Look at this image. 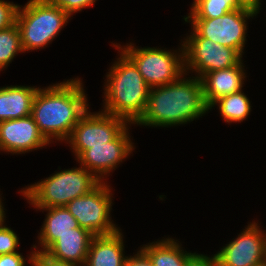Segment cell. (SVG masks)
I'll use <instances>...</instances> for the list:
<instances>
[{
	"mask_svg": "<svg viewBox=\"0 0 266 266\" xmlns=\"http://www.w3.org/2000/svg\"><path fill=\"white\" fill-rule=\"evenodd\" d=\"M80 79L38 88L32 104V117L43 136L67 140L72 129L88 111V103Z\"/></svg>",
	"mask_w": 266,
	"mask_h": 266,
	"instance_id": "6da1fadb",
	"label": "cell"
},
{
	"mask_svg": "<svg viewBox=\"0 0 266 266\" xmlns=\"http://www.w3.org/2000/svg\"><path fill=\"white\" fill-rule=\"evenodd\" d=\"M193 78L180 77L175 82L150 88L145 113L136 124L154 127L186 124L209 111L202 82L197 76Z\"/></svg>",
	"mask_w": 266,
	"mask_h": 266,
	"instance_id": "7a4b0ae2",
	"label": "cell"
},
{
	"mask_svg": "<svg viewBox=\"0 0 266 266\" xmlns=\"http://www.w3.org/2000/svg\"><path fill=\"white\" fill-rule=\"evenodd\" d=\"M120 55L107 74L103 112L136 124L145 113L150 87L134 62L123 51Z\"/></svg>",
	"mask_w": 266,
	"mask_h": 266,
	"instance_id": "3957f363",
	"label": "cell"
},
{
	"mask_svg": "<svg viewBox=\"0 0 266 266\" xmlns=\"http://www.w3.org/2000/svg\"><path fill=\"white\" fill-rule=\"evenodd\" d=\"M101 182L81 166L57 172L21 193L35 208L65 207L71 200L90 193Z\"/></svg>",
	"mask_w": 266,
	"mask_h": 266,
	"instance_id": "277c9868",
	"label": "cell"
},
{
	"mask_svg": "<svg viewBox=\"0 0 266 266\" xmlns=\"http://www.w3.org/2000/svg\"><path fill=\"white\" fill-rule=\"evenodd\" d=\"M70 17L67 12L45 0H30L22 9L18 5L15 23L23 50L44 48L57 37Z\"/></svg>",
	"mask_w": 266,
	"mask_h": 266,
	"instance_id": "5b68a950",
	"label": "cell"
},
{
	"mask_svg": "<svg viewBox=\"0 0 266 266\" xmlns=\"http://www.w3.org/2000/svg\"><path fill=\"white\" fill-rule=\"evenodd\" d=\"M114 47L122 50L134 62L150 88L175 82L183 74L186 75L183 46L179 50L182 51L180 54L160 48H135L132 43L124 48L120 44Z\"/></svg>",
	"mask_w": 266,
	"mask_h": 266,
	"instance_id": "8992f818",
	"label": "cell"
},
{
	"mask_svg": "<svg viewBox=\"0 0 266 266\" xmlns=\"http://www.w3.org/2000/svg\"><path fill=\"white\" fill-rule=\"evenodd\" d=\"M257 13L259 10L245 5L217 18L184 20L191 22L193 26V33L188 37L208 38L222 46L235 49L242 56L247 33L246 20Z\"/></svg>",
	"mask_w": 266,
	"mask_h": 266,
	"instance_id": "52a82bcc",
	"label": "cell"
},
{
	"mask_svg": "<svg viewBox=\"0 0 266 266\" xmlns=\"http://www.w3.org/2000/svg\"><path fill=\"white\" fill-rule=\"evenodd\" d=\"M109 187L103 181L90 193L71 200L65 206L79 226L94 236L110 235L120 230L110 219L112 193Z\"/></svg>",
	"mask_w": 266,
	"mask_h": 266,
	"instance_id": "ba28073f",
	"label": "cell"
},
{
	"mask_svg": "<svg viewBox=\"0 0 266 266\" xmlns=\"http://www.w3.org/2000/svg\"><path fill=\"white\" fill-rule=\"evenodd\" d=\"M184 69L198 73L197 77L215 70L227 69L242 61V56L233 48L203 37H187L183 41Z\"/></svg>",
	"mask_w": 266,
	"mask_h": 266,
	"instance_id": "9c48e42d",
	"label": "cell"
},
{
	"mask_svg": "<svg viewBox=\"0 0 266 266\" xmlns=\"http://www.w3.org/2000/svg\"><path fill=\"white\" fill-rule=\"evenodd\" d=\"M127 121L105 112H86L72 129L67 139L78 157L92 146L106 145L114 140L126 127Z\"/></svg>",
	"mask_w": 266,
	"mask_h": 266,
	"instance_id": "30bf717a",
	"label": "cell"
},
{
	"mask_svg": "<svg viewBox=\"0 0 266 266\" xmlns=\"http://www.w3.org/2000/svg\"><path fill=\"white\" fill-rule=\"evenodd\" d=\"M215 256L218 266H258L266 262V234L253 222Z\"/></svg>",
	"mask_w": 266,
	"mask_h": 266,
	"instance_id": "8fae6325",
	"label": "cell"
},
{
	"mask_svg": "<svg viewBox=\"0 0 266 266\" xmlns=\"http://www.w3.org/2000/svg\"><path fill=\"white\" fill-rule=\"evenodd\" d=\"M127 128L106 145L92 146L84 150L76 158L80 161V165L90 170L100 181H103V176L110 174V171L116 168V165L122 162L134 149Z\"/></svg>",
	"mask_w": 266,
	"mask_h": 266,
	"instance_id": "7c38bea8",
	"label": "cell"
},
{
	"mask_svg": "<svg viewBox=\"0 0 266 266\" xmlns=\"http://www.w3.org/2000/svg\"><path fill=\"white\" fill-rule=\"evenodd\" d=\"M49 143L32 115L0 122V150L21 154Z\"/></svg>",
	"mask_w": 266,
	"mask_h": 266,
	"instance_id": "4fadbf2b",
	"label": "cell"
},
{
	"mask_svg": "<svg viewBox=\"0 0 266 266\" xmlns=\"http://www.w3.org/2000/svg\"><path fill=\"white\" fill-rule=\"evenodd\" d=\"M242 64L240 61L231 68L215 70L200 77L204 98L209 107L220 97L242 90L246 77Z\"/></svg>",
	"mask_w": 266,
	"mask_h": 266,
	"instance_id": "5bb4252c",
	"label": "cell"
},
{
	"mask_svg": "<svg viewBox=\"0 0 266 266\" xmlns=\"http://www.w3.org/2000/svg\"><path fill=\"white\" fill-rule=\"evenodd\" d=\"M94 235L78 227L60 237L45 251L54 259L85 265L90 242Z\"/></svg>",
	"mask_w": 266,
	"mask_h": 266,
	"instance_id": "9a60e30c",
	"label": "cell"
},
{
	"mask_svg": "<svg viewBox=\"0 0 266 266\" xmlns=\"http://www.w3.org/2000/svg\"><path fill=\"white\" fill-rule=\"evenodd\" d=\"M123 235L120 230L110 235L94 236L90 242L85 266H125Z\"/></svg>",
	"mask_w": 266,
	"mask_h": 266,
	"instance_id": "2e32d148",
	"label": "cell"
},
{
	"mask_svg": "<svg viewBox=\"0 0 266 266\" xmlns=\"http://www.w3.org/2000/svg\"><path fill=\"white\" fill-rule=\"evenodd\" d=\"M38 88L7 86L0 88V122L32 114V104Z\"/></svg>",
	"mask_w": 266,
	"mask_h": 266,
	"instance_id": "e0dca14e",
	"label": "cell"
},
{
	"mask_svg": "<svg viewBox=\"0 0 266 266\" xmlns=\"http://www.w3.org/2000/svg\"><path fill=\"white\" fill-rule=\"evenodd\" d=\"M46 210L48 213L40 231L39 243L44 252L60 237L71 232V229L80 227L76 218L66 207L37 208Z\"/></svg>",
	"mask_w": 266,
	"mask_h": 266,
	"instance_id": "ac0fdd59",
	"label": "cell"
},
{
	"mask_svg": "<svg viewBox=\"0 0 266 266\" xmlns=\"http://www.w3.org/2000/svg\"><path fill=\"white\" fill-rule=\"evenodd\" d=\"M180 246L174 239L167 238L145 245L141 250L153 266H184L193 253H185Z\"/></svg>",
	"mask_w": 266,
	"mask_h": 266,
	"instance_id": "d6986e66",
	"label": "cell"
},
{
	"mask_svg": "<svg viewBox=\"0 0 266 266\" xmlns=\"http://www.w3.org/2000/svg\"><path fill=\"white\" fill-rule=\"evenodd\" d=\"M219 105V111L224 121L230 122H242L250 113L251 106L247 96L242 93V90L220 97L218 100L212 103L209 109H212L215 105Z\"/></svg>",
	"mask_w": 266,
	"mask_h": 266,
	"instance_id": "ffe728a7",
	"label": "cell"
},
{
	"mask_svg": "<svg viewBox=\"0 0 266 266\" xmlns=\"http://www.w3.org/2000/svg\"><path fill=\"white\" fill-rule=\"evenodd\" d=\"M244 6L240 0H194L191 13L184 19L217 18Z\"/></svg>",
	"mask_w": 266,
	"mask_h": 266,
	"instance_id": "44dd1931",
	"label": "cell"
},
{
	"mask_svg": "<svg viewBox=\"0 0 266 266\" xmlns=\"http://www.w3.org/2000/svg\"><path fill=\"white\" fill-rule=\"evenodd\" d=\"M18 52H24L16 23L0 30V71L8 66Z\"/></svg>",
	"mask_w": 266,
	"mask_h": 266,
	"instance_id": "7402d4cb",
	"label": "cell"
},
{
	"mask_svg": "<svg viewBox=\"0 0 266 266\" xmlns=\"http://www.w3.org/2000/svg\"><path fill=\"white\" fill-rule=\"evenodd\" d=\"M19 245V238L9 227H0V255L15 253Z\"/></svg>",
	"mask_w": 266,
	"mask_h": 266,
	"instance_id": "603a6c76",
	"label": "cell"
},
{
	"mask_svg": "<svg viewBox=\"0 0 266 266\" xmlns=\"http://www.w3.org/2000/svg\"><path fill=\"white\" fill-rule=\"evenodd\" d=\"M29 261L32 264L31 266H82L76 263L60 261L52 258L44 251L37 250L30 254ZM85 266V265H83Z\"/></svg>",
	"mask_w": 266,
	"mask_h": 266,
	"instance_id": "cb8c5ba5",
	"label": "cell"
},
{
	"mask_svg": "<svg viewBox=\"0 0 266 266\" xmlns=\"http://www.w3.org/2000/svg\"><path fill=\"white\" fill-rule=\"evenodd\" d=\"M48 3L59 7L70 16L76 11L92 6L96 0H45Z\"/></svg>",
	"mask_w": 266,
	"mask_h": 266,
	"instance_id": "d4e9b609",
	"label": "cell"
},
{
	"mask_svg": "<svg viewBox=\"0 0 266 266\" xmlns=\"http://www.w3.org/2000/svg\"><path fill=\"white\" fill-rule=\"evenodd\" d=\"M18 5L0 0V30L6 29L15 23Z\"/></svg>",
	"mask_w": 266,
	"mask_h": 266,
	"instance_id": "484cf974",
	"label": "cell"
},
{
	"mask_svg": "<svg viewBox=\"0 0 266 266\" xmlns=\"http://www.w3.org/2000/svg\"><path fill=\"white\" fill-rule=\"evenodd\" d=\"M184 266H218V262L215 254L210 258L203 254L193 253Z\"/></svg>",
	"mask_w": 266,
	"mask_h": 266,
	"instance_id": "4316f807",
	"label": "cell"
},
{
	"mask_svg": "<svg viewBox=\"0 0 266 266\" xmlns=\"http://www.w3.org/2000/svg\"><path fill=\"white\" fill-rule=\"evenodd\" d=\"M25 261L18 252L0 255V266H25Z\"/></svg>",
	"mask_w": 266,
	"mask_h": 266,
	"instance_id": "83f0119b",
	"label": "cell"
},
{
	"mask_svg": "<svg viewBox=\"0 0 266 266\" xmlns=\"http://www.w3.org/2000/svg\"><path fill=\"white\" fill-rule=\"evenodd\" d=\"M125 266H153L149 257L140 249L137 254L126 258Z\"/></svg>",
	"mask_w": 266,
	"mask_h": 266,
	"instance_id": "f1b7e54d",
	"label": "cell"
},
{
	"mask_svg": "<svg viewBox=\"0 0 266 266\" xmlns=\"http://www.w3.org/2000/svg\"><path fill=\"white\" fill-rule=\"evenodd\" d=\"M244 5L260 10V0H240Z\"/></svg>",
	"mask_w": 266,
	"mask_h": 266,
	"instance_id": "f546056e",
	"label": "cell"
},
{
	"mask_svg": "<svg viewBox=\"0 0 266 266\" xmlns=\"http://www.w3.org/2000/svg\"><path fill=\"white\" fill-rule=\"evenodd\" d=\"M4 217H5L4 207L2 205L1 198H0V227L4 224V220H5Z\"/></svg>",
	"mask_w": 266,
	"mask_h": 266,
	"instance_id": "4dcf8cb0",
	"label": "cell"
},
{
	"mask_svg": "<svg viewBox=\"0 0 266 266\" xmlns=\"http://www.w3.org/2000/svg\"><path fill=\"white\" fill-rule=\"evenodd\" d=\"M258 266H266V262H264V263H262V264H260Z\"/></svg>",
	"mask_w": 266,
	"mask_h": 266,
	"instance_id": "1f68e13d",
	"label": "cell"
}]
</instances>
